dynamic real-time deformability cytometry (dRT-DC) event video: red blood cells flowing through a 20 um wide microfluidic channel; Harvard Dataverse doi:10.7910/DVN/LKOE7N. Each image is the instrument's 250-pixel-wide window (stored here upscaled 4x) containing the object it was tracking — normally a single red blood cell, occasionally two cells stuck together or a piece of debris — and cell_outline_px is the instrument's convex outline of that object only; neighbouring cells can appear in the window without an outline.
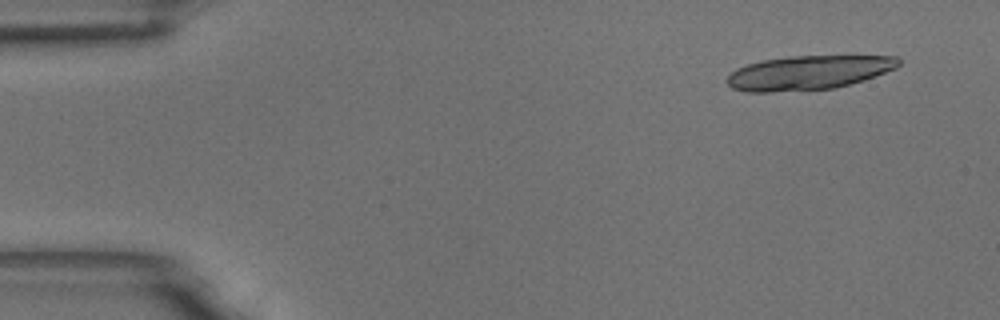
{"species": "common noctule bat (a hibernating species)", "species_latin": "Nyctalus noctula", "temperature_condition": "room temperature", "stored_images_in_passage": 6, "camera_frame_rate_fps": 3000, "um_per_image_px": 0.085, "animal": {"sex": "male", "body_mass_g": 18.8}, "frame": {"image": 1, "passage_image": 1, "time_ms": 0.0, "image_size_px": [1000, 320], "cell_outline_px": [[900, 64], [896, 68], [864, 80], [836, 88], [772, 92], [744, 92], [732, 88], [724, 80], [736, 68], [748, 64], [764, 60], [788, 56], [896, 56], [900, 60]], "centroid_in_image_um": [68.69, 6.18], "position_along_channel_um": 16.3, "area_um2": 34.16}}